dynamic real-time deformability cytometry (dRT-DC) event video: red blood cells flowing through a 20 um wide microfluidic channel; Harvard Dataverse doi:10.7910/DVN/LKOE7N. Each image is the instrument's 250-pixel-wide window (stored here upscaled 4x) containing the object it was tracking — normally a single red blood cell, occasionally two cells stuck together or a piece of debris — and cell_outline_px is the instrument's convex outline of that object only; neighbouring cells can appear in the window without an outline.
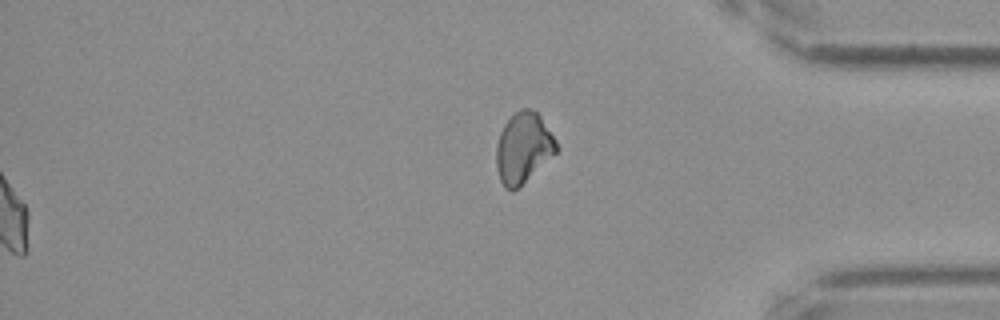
{"species": "Egyptian fruit bat (a non-hibernating species)", "species_latin": "Rousettus aegyptiacus", "temperature_condition": "cold", "stored_images_in_passage": 60, "segment_of_instrument_passage": [2, 2], "camera_frame_rate_fps": 3000, "um_per_image_px": 0.085, "frame": {"image": 1, "passage_image": 60, "time_ms": 19.667, "image_size_px": [1000, 320], "cell_outline_px": [[560, 148], [556, 152], [512, 192], [500, 180], [496, 168], [496, 144], [500, 132], [504, 124], [520, 108], [532, 108], [540, 116], [556, 140]], "centroid_in_image_um": [44.47, 12.53], "position_along_channel_um": 390.7, "area_um2": 24.28}}